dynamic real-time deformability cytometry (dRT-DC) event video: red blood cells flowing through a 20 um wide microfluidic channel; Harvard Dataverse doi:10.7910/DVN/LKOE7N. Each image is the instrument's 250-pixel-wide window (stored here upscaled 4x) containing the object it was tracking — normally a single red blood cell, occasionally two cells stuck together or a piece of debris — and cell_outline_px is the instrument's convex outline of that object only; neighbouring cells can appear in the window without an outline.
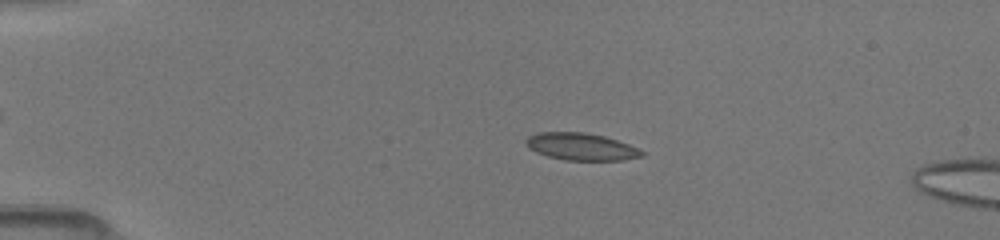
{"species": "common noctule bat (a hibernating species)", "species_latin": "Nyctalus noctula", "temperature_condition": "room temperature", "stored_images_in_passage": 25, "camera_frame_rate_fps": 3000, "um_per_image_px": 0.085, "animal": {"sex": "female", "body_mass_g": 19.5, "forearm_length_mm": 54.1}, "frame": {"image": 1, "passage_image": 21, "time_ms": 3.667, "image_size_px": [1000, 240], "cell_outline_px": [[644, 156], [620, 160], [564, 160], [548, 156], [536, 152], [524, 140], [528, 136], [540, 132], [584, 132], [604, 136], [628, 144], [644, 152]], "centroid_in_image_um": [49.4, 12.46], "position_along_channel_um": 35.6, "area_um2": 18.09}}